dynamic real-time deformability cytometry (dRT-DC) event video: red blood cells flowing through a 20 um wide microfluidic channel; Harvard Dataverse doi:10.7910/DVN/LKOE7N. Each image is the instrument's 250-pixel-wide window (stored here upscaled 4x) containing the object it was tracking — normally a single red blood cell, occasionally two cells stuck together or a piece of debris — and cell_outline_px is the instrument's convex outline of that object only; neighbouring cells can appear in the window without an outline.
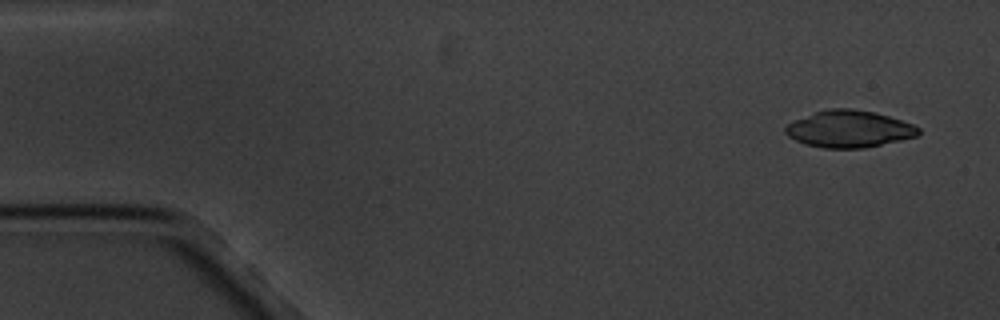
{"species": "common noctule bat (a hibernating species)", "species_latin": "Nyctalus noctula", "temperature_condition": "cold", "stored_images_in_passage": 4, "camera_frame_rate_fps": 3000, "um_per_image_px": 0.085, "animal": {"sex": "male", "body_mass_g": 20.1, "forearm_length_mm": 53.5}, "frame": {"image": 1, "passage_image": 1, "time_ms": 0.0, "image_size_px": [1000, 320], "cell_outline_px": [[920, 132], [916, 136], [900, 140], [864, 148], [824, 148], [804, 144], [788, 136], [784, 132], [784, 128], [788, 124], [796, 120], [816, 112], [828, 108], [852, 108], [876, 112], [912, 124], [920, 128]], "centroid_in_image_um": [72.17, 10.96], "position_along_channel_um": 12.8, "area_um2": 28.44}}